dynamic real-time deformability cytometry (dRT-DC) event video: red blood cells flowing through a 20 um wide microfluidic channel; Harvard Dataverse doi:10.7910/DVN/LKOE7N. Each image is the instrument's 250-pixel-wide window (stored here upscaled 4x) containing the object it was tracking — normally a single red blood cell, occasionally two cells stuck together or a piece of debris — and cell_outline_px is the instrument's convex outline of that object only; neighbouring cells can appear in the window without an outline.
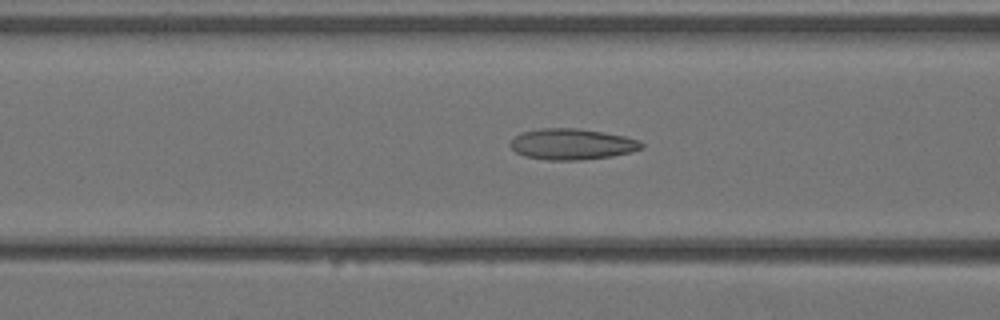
{"species": "Egyptian fruit bat (a non-hibernating species)", "species_latin": "Rousettus aegyptiacus", "temperature_condition": "warm", "stored_images_in_passage": 5, "camera_frame_rate_fps": 3000, "um_per_image_px": 0.085, "animal": {"sex": "female"}, "frame": {"image": 1, "passage_image": 5, "time_ms": 1.333, "image_size_px": [1000, 320], "cell_outline_px": [[644, 148], [632, 152], [612, 156], [580, 160], [548, 160], [524, 156], [516, 152], [508, 144], [520, 132], [540, 128], [576, 128], [604, 132], [624, 136], [640, 140], [644, 144]], "centroid_in_image_um": [48.63, 12.25], "position_along_channel_um": 118.0, "area_um2": 23.87}}